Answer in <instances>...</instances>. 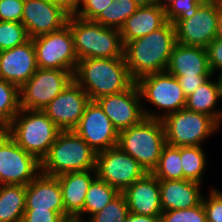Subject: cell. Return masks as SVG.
Returning a JSON list of instances; mask_svg holds the SVG:
<instances>
[{"mask_svg": "<svg viewBox=\"0 0 222 222\" xmlns=\"http://www.w3.org/2000/svg\"><path fill=\"white\" fill-rule=\"evenodd\" d=\"M183 179L202 184L206 166V154L202 146L180 147Z\"/></svg>", "mask_w": 222, "mask_h": 222, "instance_id": "28", "label": "cell"}, {"mask_svg": "<svg viewBox=\"0 0 222 222\" xmlns=\"http://www.w3.org/2000/svg\"><path fill=\"white\" fill-rule=\"evenodd\" d=\"M72 80L70 71L38 68L19 89L20 108L43 110Z\"/></svg>", "mask_w": 222, "mask_h": 222, "instance_id": "11", "label": "cell"}, {"mask_svg": "<svg viewBox=\"0 0 222 222\" xmlns=\"http://www.w3.org/2000/svg\"><path fill=\"white\" fill-rule=\"evenodd\" d=\"M219 74L220 75L218 76L217 83L219 86V100H222V72Z\"/></svg>", "mask_w": 222, "mask_h": 222, "instance_id": "46", "label": "cell"}, {"mask_svg": "<svg viewBox=\"0 0 222 222\" xmlns=\"http://www.w3.org/2000/svg\"><path fill=\"white\" fill-rule=\"evenodd\" d=\"M181 86L184 95L187 97L192 94L196 88L206 82L210 77H176Z\"/></svg>", "mask_w": 222, "mask_h": 222, "instance_id": "41", "label": "cell"}, {"mask_svg": "<svg viewBox=\"0 0 222 222\" xmlns=\"http://www.w3.org/2000/svg\"><path fill=\"white\" fill-rule=\"evenodd\" d=\"M176 43L175 27L168 21L154 32L126 43L124 57L132 79L166 71Z\"/></svg>", "mask_w": 222, "mask_h": 222, "instance_id": "1", "label": "cell"}, {"mask_svg": "<svg viewBox=\"0 0 222 222\" xmlns=\"http://www.w3.org/2000/svg\"><path fill=\"white\" fill-rule=\"evenodd\" d=\"M152 174L159 180H182L180 147L165 145L161 151L158 165Z\"/></svg>", "mask_w": 222, "mask_h": 222, "instance_id": "29", "label": "cell"}, {"mask_svg": "<svg viewBox=\"0 0 222 222\" xmlns=\"http://www.w3.org/2000/svg\"><path fill=\"white\" fill-rule=\"evenodd\" d=\"M95 101L118 132L140 123L145 118L140 91L135 82L123 92L105 95Z\"/></svg>", "mask_w": 222, "mask_h": 222, "instance_id": "15", "label": "cell"}, {"mask_svg": "<svg viewBox=\"0 0 222 222\" xmlns=\"http://www.w3.org/2000/svg\"><path fill=\"white\" fill-rule=\"evenodd\" d=\"M73 222H88L87 220H80V219H77V218H73Z\"/></svg>", "mask_w": 222, "mask_h": 222, "instance_id": "48", "label": "cell"}, {"mask_svg": "<svg viewBox=\"0 0 222 222\" xmlns=\"http://www.w3.org/2000/svg\"><path fill=\"white\" fill-rule=\"evenodd\" d=\"M208 196L202 198L207 222H222V192L212 188Z\"/></svg>", "mask_w": 222, "mask_h": 222, "instance_id": "37", "label": "cell"}, {"mask_svg": "<svg viewBox=\"0 0 222 222\" xmlns=\"http://www.w3.org/2000/svg\"><path fill=\"white\" fill-rule=\"evenodd\" d=\"M162 211L189 209L199 205L203 196L200 183L190 180H159Z\"/></svg>", "mask_w": 222, "mask_h": 222, "instance_id": "23", "label": "cell"}, {"mask_svg": "<svg viewBox=\"0 0 222 222\" xmlns=\"http://www.w3.org/2000/svg\"><path fill=\"white\" fill-rule=\"evenodd\" d=\"M206 0H177L171 2L164 10L166 19L172 24L177 19L192 17Z\"/></svg>", "mask_w": 222, "mask_h": 222, "instance_id": "34", "label": "cell"}, {"mask_svg": "<svg viewBox=\"0 0 222 222\" xmlns=\"http://www.w3.org/2000/svg\"><path fill=\"white\" fill-rule=\"evenodd\" d=\"M90 98L87 93L72 80L43 111L62 131L73 130L84 114Z\"/></svg>", "mask_w": 222, "mask_h": 222, "instance_id": "17", "label": "cell"}, {"mask_svg": "<svg viewBox=\"0 0 222 222\" xmlns=\"http://www.w3.org/2000/svg\"><path fill=\"white\" fill-rule=\"evenodd\" d=\"M166 22L165 10L160 4L138 7L120 28L123 45L154 32Z\"/></svg>", "mask_w": 222, "mask_h": 222, "instance_id": "24", "label": "cell"}, {"mask_svg": "<svg viewBox=\"0 0 222 222\" xmlns=\"http://www.w3.org/2000/svg\"><path fill=\"white\" fill-rule=\"evenodd\" d=\"M66 220L52 210L25 209L21 222H65Z\"/></svg>", "mask_w": 222, "mask_h": 222, "instance_id": "39", "label": "cell"}, {"mask_svg": "<svg viewBox=\"0 0 222 222\" xmlns=\"http://www.w3.org/2000/svg\"><path fill=\"white\" fill-rule=\"evenodd\" d=\"M97 152L73 130L61 131L41 160V172L59 176L68 172L95 169Z\"/></svg>", "mask_w": 222, "mask_h": 222, "instance_id": "5", "label": "cell"}, {"mask_svg": "<svg viewBox=\"0 0 222 222\" xmlns=\"http://www.w3.org/2000/svg\"><path fill=\"white\" fill-rule=\"evenodd\" d=\"M25 0H1L0 21L21 22Z\"/></svg>", "mask_w": 222, "mask_h": 222, "instance_id": "38", "label": "cell"}, {"mask_svg": "<svg viewBox=\"0 0 222 222\" xmlns=\"http://www.w3.org/2000/svg\"><path fill=\"white\" fill-rule=\"evenodd\" d=\"M161 222H207L202 202L189 209L162 211Z\"/></svg>", "mask_w": 222, "mask_h": 222, "instance_id": "35", "label": "cell"}, {"mask_svg": "<svg viewBox=\"0 0 222 222\" xmlns=\"http://www.w3.org/2000/svg\"><path fill=\"white\" fill-rule=\"evenodd\" d=\"M137 9L138 5L133 0H113L112 4L104 9L94 22L120 30L126 19Z\"/></svg>", "mask_w": 222, "mask_h": 222, "instance_id": "30", "label": "cell"}, {"mask_svg": "<svg viewBox=\"0 0 222 222\" xmlns=\"http://www.w3.org/2000/svg\"><path fill=\"white\" fill-rule=\"evenodd\" d=\"M95 177V169L68 172L57 176L62 190L65 220L69 218L83 220L85 196Z\"/></svg>", "mask_w": 222, "mask_h": 222, "instance_id": "22", "label": "cell"}, {"mask_svg": "<svg viewBox=\"0 0 222 222\" xmlns=\"http://www.w3.org/2000/svg\"><path fill=\"white\" fill-rule=\"evenodd\" d=\"M25 209L52 210L65 219L62 190L57 177L41 172L26 185Z\"/></svg>", "mask_w": 222, "mask_h": 222, "instance_id": "20", "label": "cell"}, {"mask_svg": "<svg viewBox=\"0 0 222 222\" xmlns=\"http://www.w3.org/2000/svg\"><path fill=\"white\" fill-rule=\"evenodd\" d=\"M125 222H161L160 216H146L129 212Z\"/></svg>", "mask_w": 222, "mask_h": 222, "instance_id": "42", "label": "cell"}, {"mask_svg": "<svg viewBox=\"0 0 222 222\" xmlns=\"http://www.w3.org/2000/svg\"><path fill=\"white\" fill-rule=\"evenodd\" d=\"M31 39L36 51L38 68L66 70L74 74L78 59L68 24L60 30Z\"/></svg>", "mask_w": 222, "mask_h": 222, "instance_id": "9", "label": "cell"}, {"mask_svg": "<svg viewBox=\"0 0 222 222\" xmlns=\"http://www.w3.org/2000/svg\"><path fill=\"white\" fill-rule=\"evenodd\" d=\"M166 145L162 120L144 118L140 123L119 132L118 146L132 156L147 173H152Z\"/></svg>", "mask_w": 222, "mask_h": 222, "instance_id": "6", "label": "cell"}, {"mask_svg": "<svg viewBox=\"0 0 222 222\" xmlns=\"http://www.w3.org/2000/svg\"><path fill=\"white\" fill-rule=\"evenodd\" d=\"M29 39L21 22L0 21V51L22 45Z\"/></svg>", "mask_w": 222, "mask_h": 222, "instance_id": "32", "label": "cell"}, {"mask_svg": "<svg viewBox=\"0 0 222 222\" xmlns=\"http://www.w3.org/2000/svg\"><path fill=\"white\" fill-rule=\"evenodd\" d=\"M166 144L173 147L202 146L221 127L211 116L186 108L162 119Z\"/></svg>", "mask_w": 222, "mask_h": 222, "instance_id": "7", "label": "cell"}, {"mask_svg": "<svg viewBox=\"0 0 222 222\" xmlns=\"http://www.w3.org/2000/svg\"><path fill=\"white\" fill-rule=\"evenodd\" d=\"M73 131L97 153L118 145L119 132L96 101L90 100Z\"/></svg>", "mask_w": 222, "mask_h": 222, "instance_id": "16", "label": "cell"}, {"mask_svg": "<svg viewBox=\"0 0 222 222\" xmlns=\"http://www.w3.org/2000/svg\"><path fill=\"white\" fill-rule=\"evenodd\" d=\"M71 12L51 0H25L21 23L29 38L60 30L67 25Z\"/></svg>", "mask_w": 222, "mask_h": 222, "instance_id": "14", "label": "cell"}, {"mask_svg": "<svg viewBox=\"0 0 222 222\" xmlns=\"http://www.w3.org/2000/svg\"><path fill=\"white\" fill-rule=\"evenodd\" d=\"M67 24L73 35L78 60L124 56V45L119 29L81 19L72 13Z\"/></svg>", "mask_w": 222, "mask_h": 222, "instance_id": "4", "label": "cell"}, {"mask_svg": "<svg viewBox=\"0 0 222 222\" xmlns=\"http://www.w3.org/2000/svg\"><path fill=\"white\" fill-rule=\"evenodd\" d=\"M133 1L138 5V7L158 4V0H133Z\"/></svg>", "mask_w": 222, "mask_h": 222, "instance_id": "45", "label": "cell"}, {"mask_svg": "<svg viewBox=\"0 0 222 222\" xmlns=\"http://www.w3.org/2000/svg\"><path fill=\"white\" fill-rule=\"evenodd\" d=\"M64 6L71 13L78 7L80 0H51Z\"/></svg>", "mask_w": 222, "mask_h": 222, "instance_id": "43", "label": "cell"}, {"mask_svg": "<svg viewBox=\"0 0 222 222\" xmlns=\"http://www.w3.org/2000/svg\"><path fill=\"white\" fill-rule=\"evenodd\" d=\"M120 192L102 181L97 176L89 185L83 205V218L89 215L88 219L101 211L108 203H110Z\"/></svg>", "mask_w": 222, "mask_h": 222, "instance_id": "27", "label": "cell"}, {"mask_svg": "<svg viewBox=\"0 0 222 222\" xmlns=\"http://www.w3.org/2000/svg\"><path fill=\"white\" fill-rule=\"evenodd\" d=\"M208 62L212 74L222 72V39L215 38L207 47ZM217 71V72H216Z\"/></svg>", "mask_w": 222, "mask_h": 222, "instance_id": "40", "label": "cell"}, {"mask_svg": "<svg viewBox=\"0 0 222 222\" xmlns=\"http://www.w3.org/2000/svg\"><path fill=\"white\" fill-rule=\"evenodd\" d=\"M122 194L126 198L129 212L146 216L161 215L159 179L152 173H146L126 188Z\"/></svg>", "mask_w": 222, "mask_h": 222, "instance_id": "19", "label": "cell"}, {"mask_svg": "<svg viewBox=\"0 0 222 222\" xmlns=\"http://www.w3.org/2000/svg\"><path fill=\"white\" fill-rule=\"evenodd\" d=\"M215 1L219 5V7L222 8V0H215Z\"/></svg>", "mask_w": 222, "mask_h": 222, "instance_id": "49", "label": "cell"}, {"mask_svg": "<svg viewBox=\"0 0 222 222\" xmlns=\"http://www.w3.org/2000/svg\"><path fill=\"white\" fill-rule=\"evenodd\" d=\"M41 173V162L21 148L0 129V182L2 185H28Z\"/></svg>", "mask_w": 222, "mask_h": 222, "instance_id": "10", "label": "cell"}, {"mask_svg": "<svg viewBox=\"0 0 222 222\" xmlns=\"http://www.w3.org/2000/svg\"><path fill=\"white\" fill-rule=\"evenodd\" d=\"M73 80L92 101L123 92L135 82L130 76L124 56L78 60Z\"/></svg>", "mask_w": 222, "mask_h": 222, "instance_id": "2", "label": "cell"}, {"mask_svg": "<svg viewBox=\"0 0 222 222\" xmlns=\"http://www.w3.org/2000/svg\"><path fill=\"white\" fill-rule=\"evenodd\" d=\"M216 38L222 39V8L218 10V23H217V36Z\"/></svg>", "mask_w": 222, "mask_h": 222, "instance_id": "44", "label": "cell"}, {"mask_svg": "<svg viewBox=\"0 0 222 222\" xmlns=\"http://www.w3.org/2000/svg\"><path fill=\"white\" fill-rule=\"evenodd\" d=\"M95 171L98 178L120 193L147 173L118 145L97 153Z\"/></svg>", "mask_w": 222, "mask_h": 222, "instance_id": "12", "label": "cell"}, {"mask_svg": "<svg viewBox=\"0 0 222 222\" xmlns=\"http://www.w3.org/2000/svg\"><path fill=\"white\" fill-rule=\"evenodd\" d=\"M112 1L113 0H80L78 7L72 14L84 20L94 21L104 9L112 4Z\"/></svg>", "mask_w": 222, "mask_h": 222, "instance_id": "36", "label": "cell"}, {"mask_svg": "<svg viewBox=\"0 0 222 222\" xmlns=\"http://www.w3.org/2000/svg\"><path fill=\"white\" fill-rule=\"evenodd\" d=\"M4 129L21 148L40 162L62 131L43 110L22 108Z\"/></svg>", "mask_w": 222, "mask_h": 222, "instance_id": "3", "label": "cell"}, {"mask_svg": "<svg viewBox=\"0 0 222 222\" xmlns=\"http://www.w3.org/2000/svg\"><path fill=\"white\" fill-rule=\"evenodd\" d=\"M177 0H158V4H160L164 9L171 3Z\"/></svg>", "mask_w": 222, "mask_h": 222, "instance_id": "47", "label": "cell"}, {"mask_svg": "<svg viewBox=\"0 0 222 222\" xmlns=\"http://www.w3.org/2000/svg\"><path fill=\"white\" fill-rule=\"evenodd\" d=\"M219 9L215 0H206L192 17L177 19L173 23L177 43L206 48L217 36Z\"/></svg>", "mask_w": 222, "mask_h": 222, "instance_id": "13", "label": "cell"}, {"mask_svg": "<svg viewBox=\"0 0 222 222\" xmlns=\"http://www.w3.org/2000/svg\"><path fill=\"white\" fill-rule=\"evenodd\" d=\"M19 111V88L4 79H0V129H4Z\"/></svg>", "mask_w": 222, "mask_h": 222, "instance_id": "31", "label": "cell"}, {"mask_svg": "<svg viewBox=\"0 0 222 222\" xmlns=\"http://www.w3.org/2000/svg\"><path fill=\"white\" fill-rule=\"evenodd\" d=\"M37 69L36 51L31 38L22 45L0 51V79L19 89Z\"/></svg>", "mask_w": 222, "mask_h": 222, "instance_id": "18", "label": "cell"}, {"mask_svg": "<svg viewBox=\"0 0 222 222\" xmlns=\"http://www.w3.org/2000/svg\"><path fill=\"white\" fill-rule=\"evenodd\" d=\"M26 185L0 187V222H21L25 211Z\"/></svg>", "mask_w": 222, "mask_h": 222, "instance_id": "26", "label": "cell"}, {"mask_svg": "<svg viewBox=\"0 0 222 222\" xmlns=\"http://www.w3.org/2000/svg\"><path fill=\"white\" fill-rule=\"evenodd\" d=\"M129 208L125 196L120 193L101 211L92 215L88 222H125Z\"/></svg>", "mask_w": 222, "mask_h": 222, "instance_id": "33", "label": "cell"}, {"mask_svg": "<svg viewBox=\"0 0 222 222\" xmlns=\"http://www.w3.org/2000/svg\"><path fill=\"white\" fill-rule=\"evenodd\" d=\"M166 71L174 77H214L206 48L176 43Z\"/></svg>", "mask_w": 222, "mask_h": 222, "instance_id": "21", "label": "cell"}, {"mask_svg": "<svg viewBox=\"0 0 222 222\" xmlns=\"http://www.w3.org/2000/svg\"><path fill=\"white\" fill-rule=\"evenodd\" d=\"M135 83L140 91L141 99L163 109V114L150 112L143 108L146 118L162 120L167 115L184 109L186 96L176 77L167 71L145 75Z\"/></svg>", "mask_w": 222, "mask_h": 222, "instance_id": "8", "label": "cell"}, {"mask_svg": "<svg viewBox=\"0 0 222 222\" xmlns=\"http://www.w3.org/2000/svg\"><path fill=\"white\" fill-rule=\"evenodd\" d=\"M211 78L198 86L192 94L186 97L185 108L193 112L209 115L221 125L222 110L216 109L219 101V86L217 80L211 81Z\"/></svg>", "mask_w": 222, "mask_h": 222, "instance_id": "25", "label": "cell"}, {"mask_svg": "<svg viewBox=\"0 0 222 222\" xmlns=\"http://www.w3.org/2000/svg\"><path fill=\"white\" fill-rule=\"evenodd\" d=\"M65 222H73V218H69Z\"/></svg>", "mask_w": 222, "mask_h": 222, "instance_id": "50", "label": "cell"}]
</instances>
